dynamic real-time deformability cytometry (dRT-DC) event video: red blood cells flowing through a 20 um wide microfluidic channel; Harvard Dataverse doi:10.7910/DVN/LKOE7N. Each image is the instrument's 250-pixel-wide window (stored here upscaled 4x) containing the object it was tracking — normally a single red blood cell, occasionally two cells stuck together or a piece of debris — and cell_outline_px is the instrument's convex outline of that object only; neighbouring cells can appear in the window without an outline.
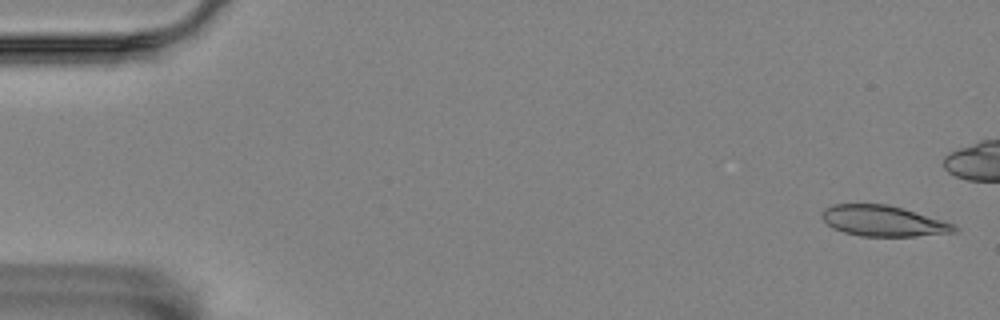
{"species": "Egyptian fruit bat (a non-hibernating species)", "species_latin": "Rousettus aegyptiacus", "temperature_condition": "room temperature", "stored_images_in_passage": 46, "camera_frame_rate_fps": 3000, "um_per_image_px": 0.085, "animal": {"sex": "female"}, "frame": {"image": 1, "passage_image": 2, "time_ms": 0.333, "image_size_px": [1000, 320], "cell_outline_px": [[960, 228], [956, 232], [916, 236], [860, 236], [844, 232], [832, 228], [820, 216], [820, 212], [824, 208], [832, 204], [888, 204], [940, 220], [952, 224]], "centroid_in_image_um": [75.01, 18.78], "position_along_channel_um": 10.0, "area_um2": 23.52}}
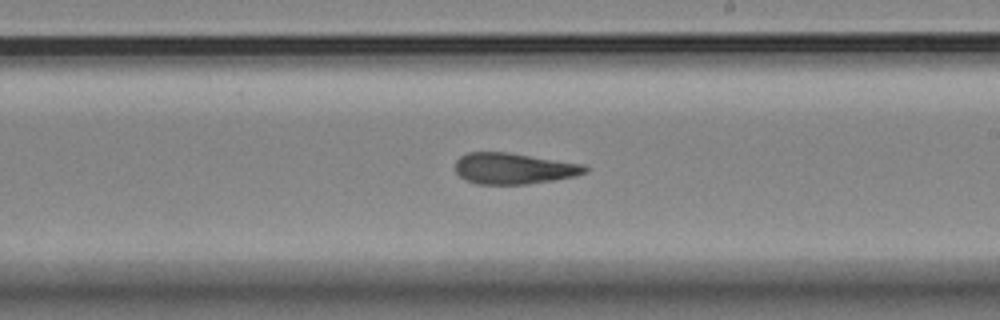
{"frame": {"image": 2, "passage_image": 33, "time_ms": 10.667, "image_size_px": [1000, 320], "cell_outline_px": [[588, 168], [584, 172], [572, 176], [552, 180], [524, 184], [476, 184], [464, 180], [456, 172], [456, 160], [460, 156], [468, 152], [508, 152], [584, 164]], "centroid_in_image_um": [43.61, 14.31], "position_along_channel_um": 245.4, "area_um2": 23.35}}
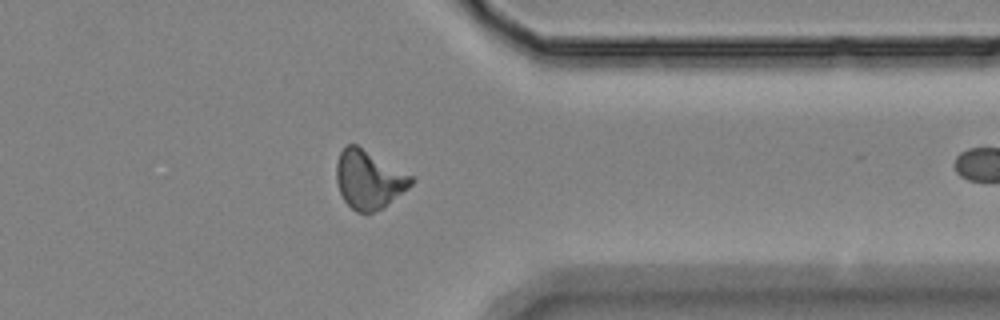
{"frame": {"image": 3, "passage_image": 45, "time_ms": 14.667, "image_size_px": [1000, 320], "cell_outline_px": [[416, 180], [408, 188], [380, 208], [372, 212], [356, 212], [344, 200], [340, 192], [336, 180], [336, 164], [340, 152], [348, 144], [356, 144], [412, 176]], "centroid_in_image_um": [31.32, 15.24], "position_along_channel_um": 380.1, "area_um2": 24.91}}